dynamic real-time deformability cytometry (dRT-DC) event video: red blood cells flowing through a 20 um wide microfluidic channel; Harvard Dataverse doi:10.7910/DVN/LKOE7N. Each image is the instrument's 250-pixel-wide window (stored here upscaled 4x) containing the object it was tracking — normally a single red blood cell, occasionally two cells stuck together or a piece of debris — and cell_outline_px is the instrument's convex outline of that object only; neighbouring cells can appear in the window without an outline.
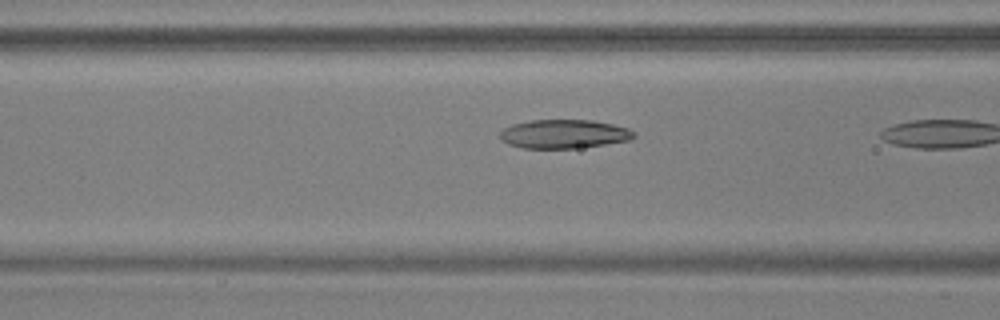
{"species": "common noctule bat (a hibernating species)", "species_latin": "Nyctalus noctula", "temperature_condition": "warm", "stored_images_in_passage": 7, "camera_frame_rate_fps": 3000, "um_per_image_px": 0.085, "animal": {"sex": "male", "body_mass_g": 17.9, "forearm_length_mm": 54.2}, "frame": {"image": 1, "passage_image": 6, "time_ms": 1.667, "image_size_px": [1000, 320], "cell_outline_px": [[636, 136], [628, 140], [604, 144], [572, 148], [524, 148], [508, 144], [500, 140], [500, 132], [504, 128], [512, 124], [532, 120], [592, 120], [612, 124], [628, 128], [636, 132]], "centroid_in_image_um": [47.92, 11.38], "position_along_channel_um": 118.7, "area_um2": 22.37}}